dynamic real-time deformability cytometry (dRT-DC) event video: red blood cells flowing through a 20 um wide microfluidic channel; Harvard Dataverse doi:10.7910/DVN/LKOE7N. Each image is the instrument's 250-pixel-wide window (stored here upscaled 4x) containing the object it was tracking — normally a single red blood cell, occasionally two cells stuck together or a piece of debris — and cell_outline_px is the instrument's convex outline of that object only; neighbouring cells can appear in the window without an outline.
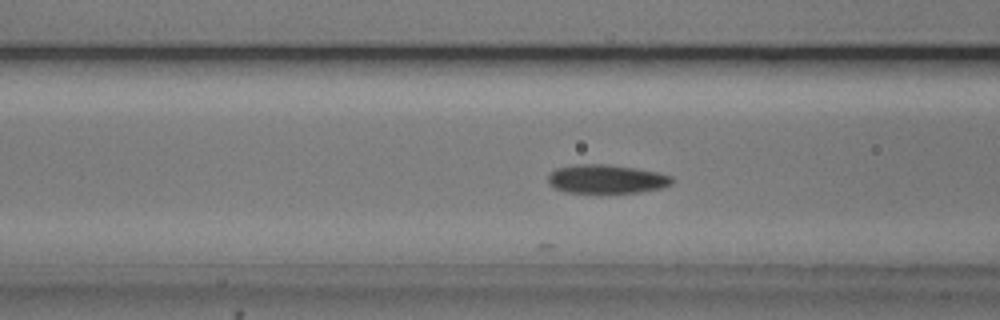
{"species": "common noctule bat (a hibernating species)", "species_latin": "Nyctalus noctula", "temperature_condition": "cold", "stored_images_in_passage": 11, "camera_frame_rate_fps": 3000, "um_per_image_px": 0.085, "animal": {"sex": "male", "body_mass_g": 20.5, "forearm_length_mm": 52.5}, "frame": {"image": 1, "passage_image": 5, "time_ms": 1.333, "image_size_px": [1000, 320], "cell_outline_px": [[672, 184], [660, 188], [640, 192], [568, 192], [556, 188], [548, 184], [548, 176], [556, 168], [576, 164], [608, 164], [636, 168], [656, 172], [672, 176]], "centroid_in_image_um": [51.54, 15.2], "position_along_channel_um": 115.1, "area_um2": 20.58}}
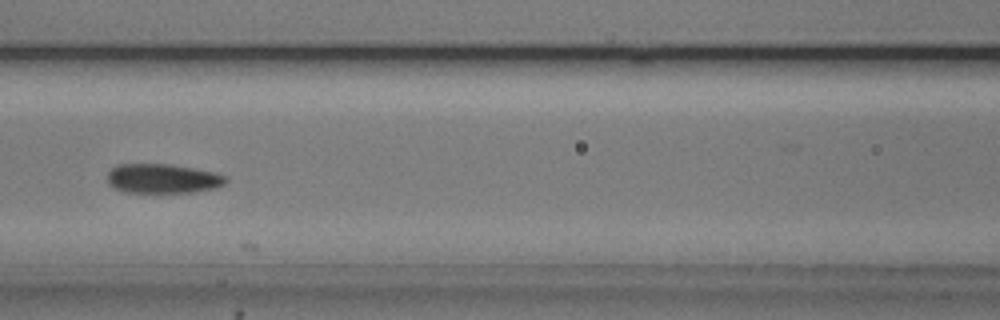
{"frame": {"image": 2, "passage_image": 8, "time_ms": 2.333, "image_size_px": [1000, 320], "cell_outline_px": [[228, 180], [224, 184], [216, 188], [196, 192], [128, 192], [116, 188], [108, 184], [108, 172], [116, 164], [168, 164], [192, 168], [212, 172], [228, 176]], "centroid_in_image_um": [13.85, 15.18], "position_along_channel_um": 152.8, "area_um2": 20.23}}